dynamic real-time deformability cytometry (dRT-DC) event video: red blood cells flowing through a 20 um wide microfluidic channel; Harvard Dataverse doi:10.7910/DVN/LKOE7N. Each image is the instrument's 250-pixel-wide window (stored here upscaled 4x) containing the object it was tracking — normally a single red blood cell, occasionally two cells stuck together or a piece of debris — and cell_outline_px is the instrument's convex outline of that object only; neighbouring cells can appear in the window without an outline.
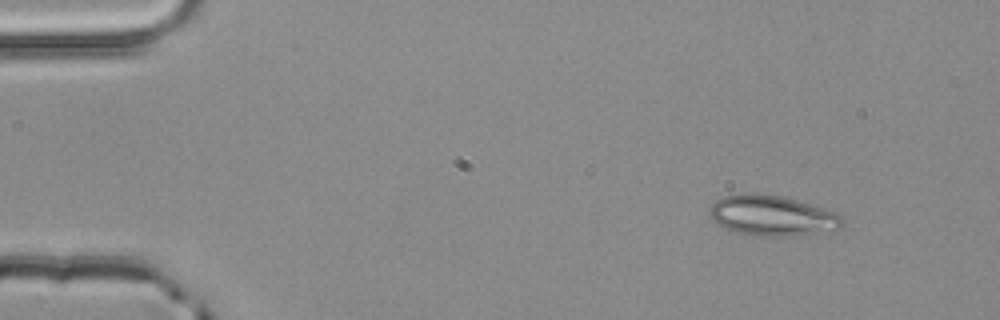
{"species": "common noctule bat (a hibernating species)", "species_latin": "Nyctalus noctula", "temperature_condition": "room temperature", "stored_images_in_passage": 3, "camera_frame_rate_fps": 3000, "um_per_image_px": 0.085, "animal": {"sex": "male", "body_mass_g": 20.4}, "frame": {"image": 1, "passage_image": 1, "time_ms": 0.0, "image_size_px": [1000, 320], "cell_outline_px": [[844, 224], [840, 228], [792, 236], [768, 236], [736, 232], [724, 228], [716, 224], [708, 216], [708, 208], [720, 196], [780, 196], [796, 200], [832, 212], [840, 216]], "centroid_in_image_um": [65.56, 18.36], "position_along_channel_um": 19.4, "area_um2": 30.06}}